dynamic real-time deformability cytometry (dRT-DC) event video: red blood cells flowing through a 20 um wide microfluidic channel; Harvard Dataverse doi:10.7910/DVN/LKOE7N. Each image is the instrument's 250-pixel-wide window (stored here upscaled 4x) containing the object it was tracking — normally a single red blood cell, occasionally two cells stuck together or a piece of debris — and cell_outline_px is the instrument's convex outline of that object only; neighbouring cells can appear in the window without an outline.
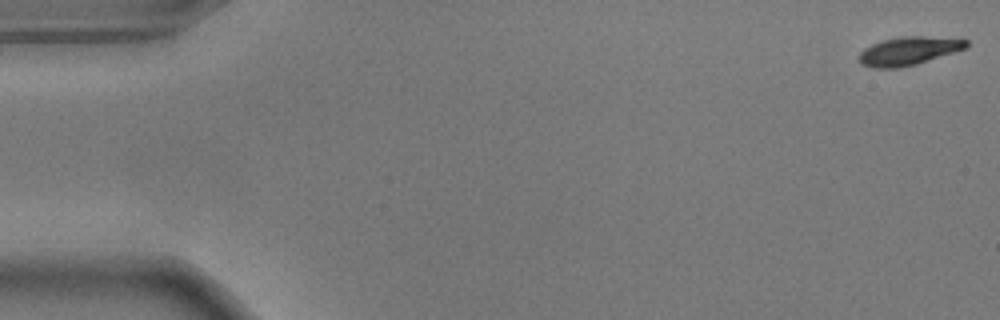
{"species": "common noctule bat (a hibernating species)", "species_latin": "Nyctalus noctula", "temperature_condition": "warm", "stored_images_in_passage": 16, "camera_frame_rate_fps": 3000, "um_per_image_px": 0.085, "animal": {"sex": "male", "body_mass_g": 17.9}, "frame": {"image": 1, "passage_image": 1, "time_ms": 0.0, "image_size_px": [1000, 320], "cell_outline_px": [[968, 48], [916, 64], [900, 68], [872, 68], [860, 64], [856, 56], [864, 48], [872, 44], [884, 40], [900, 36], [924, 36], [968, 40]], "centroid_in_image_um": [77.19, 4.34], "position_along_channel_um": 7.8, "area_um2": 17.86}}
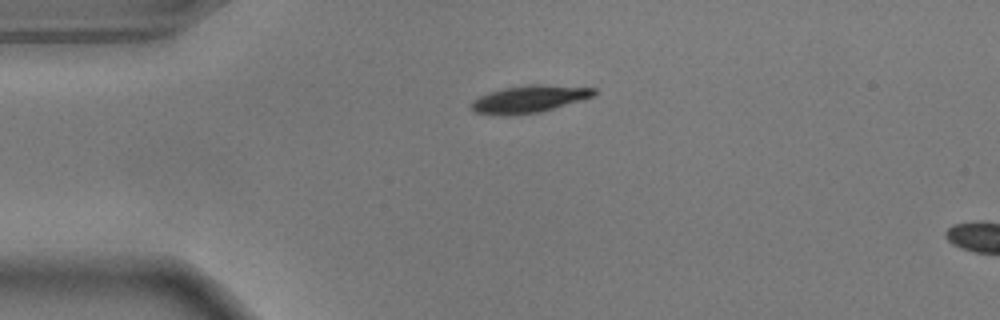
{"frame": {"image": 2, "passage_image": 13, "time_ms": 4.0, "image_size_px": [1000, 320], "cell_outline_px": [[600, 92], [596, 96], [540, 112], [516, 116], [500, 116], [476, 112], [468, 108], [472, 100], [488, 92], [504, 88], [528, 84], [540, 84], [596, 88]], "centroid_in_image_um": [44.99, 8.43], "position_along_channel_um": 40.0, "area_um2": 20.0}}